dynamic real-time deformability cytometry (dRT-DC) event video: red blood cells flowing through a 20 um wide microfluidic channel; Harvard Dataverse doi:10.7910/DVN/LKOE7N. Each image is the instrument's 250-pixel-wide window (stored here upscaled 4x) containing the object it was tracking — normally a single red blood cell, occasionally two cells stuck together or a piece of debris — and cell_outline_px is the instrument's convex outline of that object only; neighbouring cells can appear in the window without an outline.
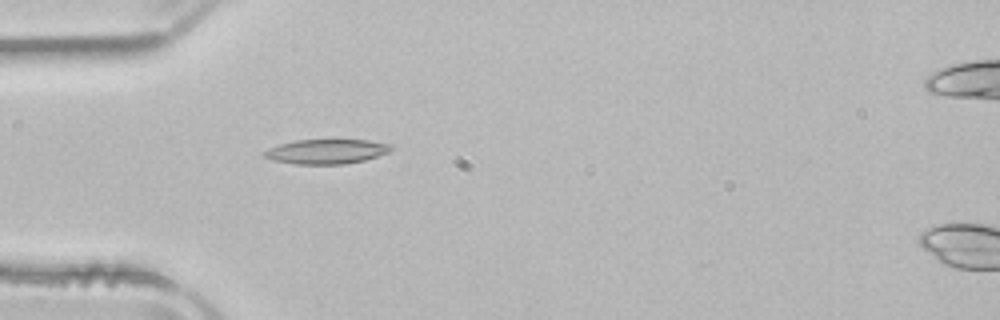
{"species": "common noctule bat (a hibernating species)", "species_latin": "Nyctalus noctula", "temperature_condition": "room temperature", "stored_images_in_passage": 52, "camera_frame_rate_fps": 3000, "um_per_image_px": 0.085, "animal": {"sex": "male", "body_mass_g": 21.5, "forearm_length_mm": 52.0}, "frame": {"image": 1, "passage_image": 16, "time_ms": 5.0, "image_size_px": [1000, 320], "cell_outline_px": [[392, 148], [388, 152], [364, 160], [344, 164], [296, 164], [272, 160], [264, 156], [264, 152], [268, 148], [280, 144], [296, 140], [368, 140], [392, 144]], "centroid_in_image_um": [27.75, 12.87], "position_along_channel_um": 57.3, "area_um2": 18.03}}
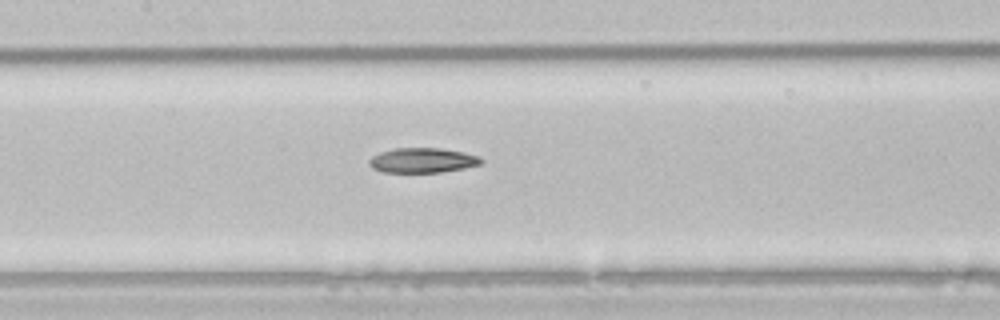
{"frame": {"image": 2, "passage_image": 25, "time_ms": 8.0, "image_size_px": [1000, 320], "cell_outline_px": [[484, 160], [480, 164], [464, 168], [440, 172], [384, 172], [372, 168], [368, 164], [368, 160], [372, 156], [380, 152], [396, 148], [440, 148], [464, 152], [480, 156]], "centroid_in_image_um": [35.91, 13.62], "position_along_channel_um": 171.5, "area_um2": 16.24}}
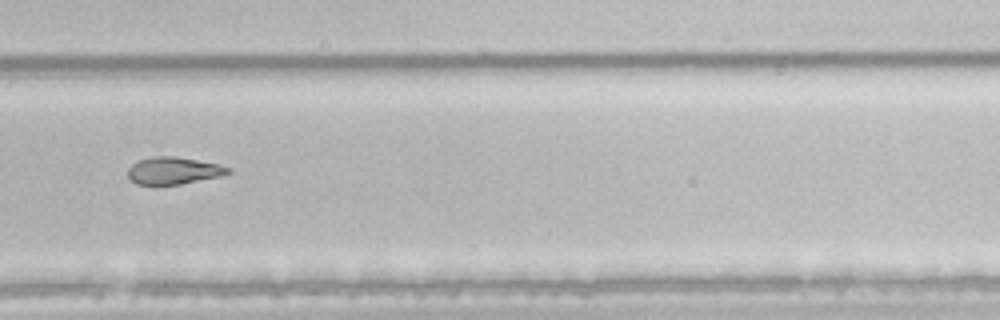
{"frame": {"image": 3, "passage_image": 36, "time_ms": 11.667, "image_size_px": [1000, 320], "cell_outline_px": [[232, 172], [220, 176], [180, 184], [136, 184], [128, 176], [128, 168], [132, 164], [140, 160], [156, 156], [176, 156], [220, 164], [232, 168]], "centroid_in_image_um": [14.79, 14.49], "position_along_channel_um": 315.0, "area_um2": 15.78}}